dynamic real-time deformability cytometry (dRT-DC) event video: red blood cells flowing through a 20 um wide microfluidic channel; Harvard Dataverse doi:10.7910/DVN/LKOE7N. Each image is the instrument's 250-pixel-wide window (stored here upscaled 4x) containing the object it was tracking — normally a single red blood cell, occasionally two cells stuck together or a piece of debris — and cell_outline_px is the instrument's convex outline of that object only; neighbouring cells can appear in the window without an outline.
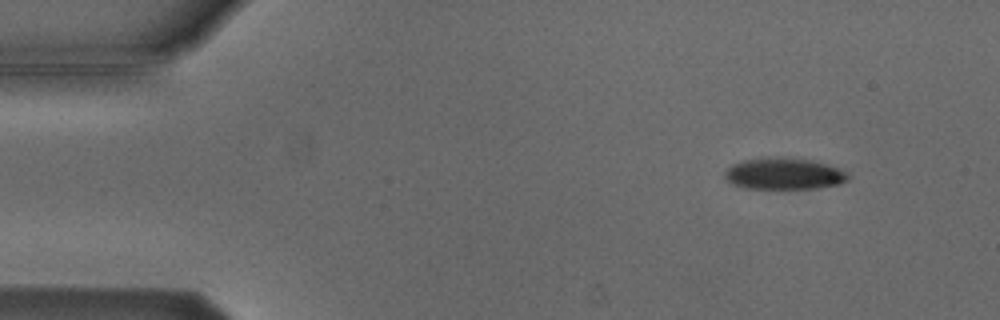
{"species": "Egyptian fruit bat (a non-hibernating species)", "species_latin": "Rousettus aegyptiacus", "temperature_condition": "cold", "stored_images_in_passage": 9, "camera_frame_rate_fps": 3000, "um_per_image_px": 0.085, "animal": {"sex": "male"}, "frame": {"image": 1, "passage_image": 1, "time_ms": 0.0, "image_size_px": [1000, 320], "cell_outline_px": [[852, 176], [848, 180], [840, 184], [816, 188], [744, 188], [732, 184], [724, 176], [724, 172], [732, 164], [744, 160], [764, 156], [784, 156], [812, 160], [828, 164], [840, 168], [848, 172]], "centroid_in_image_um": [66.67, 14.74], "position_along_channel_um": 18.3, "area_um2": 23.18}}
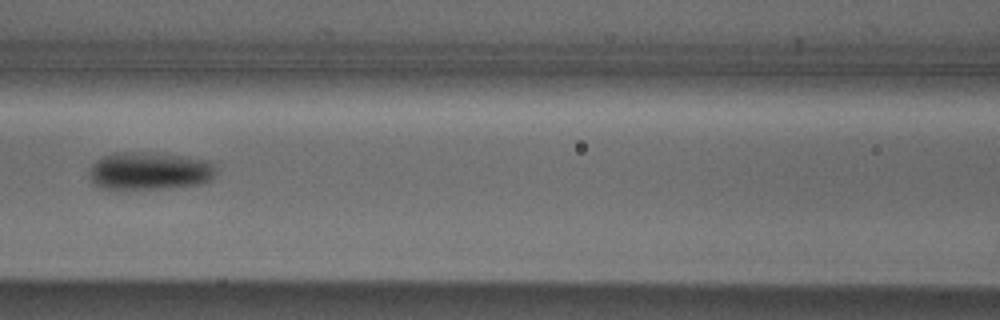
{"frame": {"image": 2, "passage_image": 6, "time_ms": 6.0, "image_size_px": [1000, 320], "cell_outline_px": [[216, 176], [212, 180], [200, 184], [168, 188], [116, 192], [100, 188], [92, 184], [88, 180], [88, 176], [92, 164], [96, 160], [112, 152], [144, 152], [180, 156], [208, 160], [216, 164]], "centroid_in_image_um": [12.65, 14.58], "position_along_channel_um": 154.0, "area_um2": 29.13}}
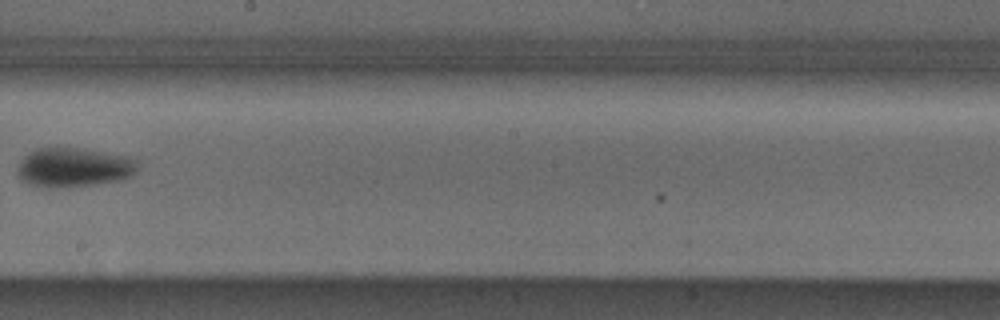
{"frame": {"image": 3, "passage_image": 8, "time_ms": 8.333, "image_size_px": [1000, 320], "cell_outline_px": [[136, 172], [132, 176], [120, 180], [92, 184], [32, 184], [24, 180], [16, 172], [20, 160], [28, 152], [36, 148], [80, 148], [128, 156], [136, 160]], "centroid_in_image_um": [6.31, 14.16], "position_along_channel_um": 241.9, "area_um2": 26.36}}